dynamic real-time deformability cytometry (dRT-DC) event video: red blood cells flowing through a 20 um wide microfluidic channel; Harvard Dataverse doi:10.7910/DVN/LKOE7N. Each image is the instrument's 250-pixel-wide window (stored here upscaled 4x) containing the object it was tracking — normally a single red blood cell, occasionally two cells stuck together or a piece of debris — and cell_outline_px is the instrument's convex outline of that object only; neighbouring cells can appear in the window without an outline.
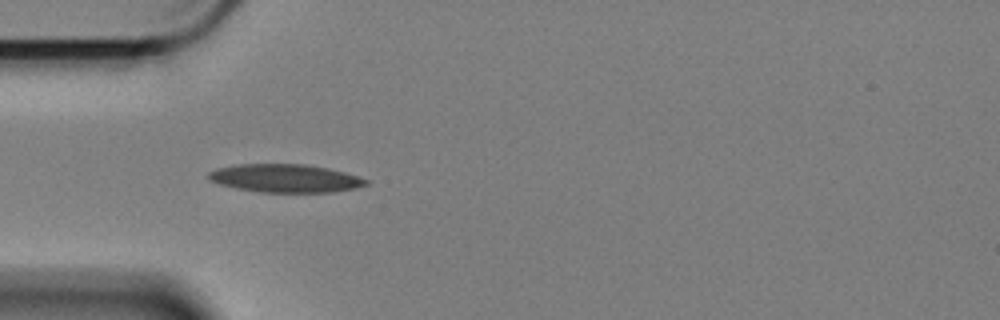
{"species": "Egyptian fruit bat (a non-hibernating species)", "species_latin": "Rousettus aegyptiacus", "temperature_condition": "cold", "stored_images_in_passage": 30, "camera_frame_rate_fps": 3000, "um_per_image_px": 0.085, "animal": {"sex": "female"}, "frame": {"image": 1, "passage_image": 5, "time_ms": 1.333, "image_size_px": [1000, 320], "cell_outline_px": [[368, 184], [352, 188], [332, 192], [260, 192], [236, 188], [220, 184], [208, 180], [208, 172], [216, 168], [240, 164], [304, 164], [328, 168], [360, 176], [368, 180]], "centroid_in_image_um": [24.22, 15.15], "position_along_channel_um": 60.8, "area_um2": 25.78}}
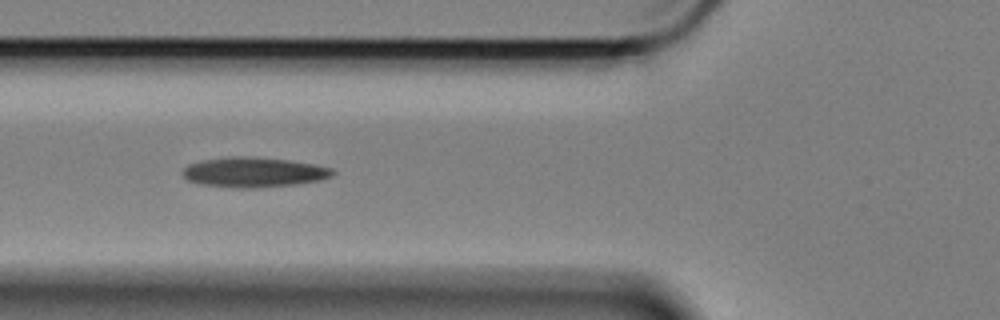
{"frame": {"image": 2, "passage_image": 9, "time_ms": 2.667, "image_size_px": [1000, 320], "cell_outline_px": [[336, 172], [332, 176], [320, 180], [296, 184], [252, 188], [236, 188], [200, 184], [188, 180], [180, 172], [188, 164], [204, 160], [232, 156], [244, 156], [288, 160], [312, 164], [332, 168]], "centroid_in_image_um": [21.56, 14.64], "position_along_channel_um": 104.2, "area_um2": 26.07}}
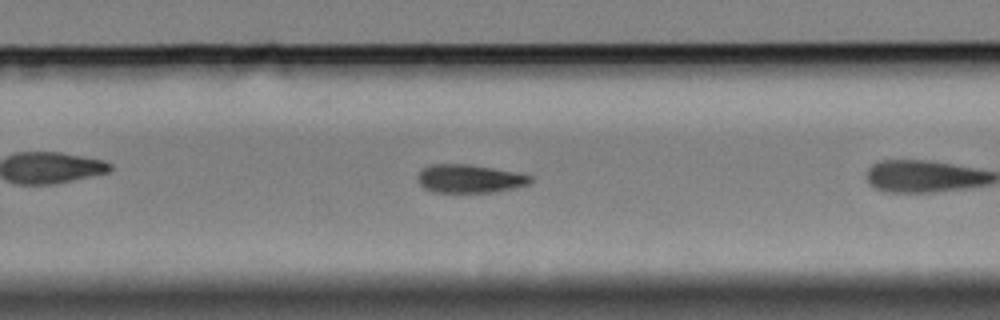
{"frame": {"image": 3, "passage_image": 22, "time_ms": 7.0, "image_size_px": [1000, 320], "cell_outline_px": [[532, 180], [528, 184], [496, 192], [432, 192], [424, 188], [420, 184], [416, 176], [420, 168], [432, 164], [468, 164], [516, 172], [532, 176]], "centroid_in_image_um": [39.86, 15.18], "position_along_channel_um": 289.9, "area_um2": 18.67}}